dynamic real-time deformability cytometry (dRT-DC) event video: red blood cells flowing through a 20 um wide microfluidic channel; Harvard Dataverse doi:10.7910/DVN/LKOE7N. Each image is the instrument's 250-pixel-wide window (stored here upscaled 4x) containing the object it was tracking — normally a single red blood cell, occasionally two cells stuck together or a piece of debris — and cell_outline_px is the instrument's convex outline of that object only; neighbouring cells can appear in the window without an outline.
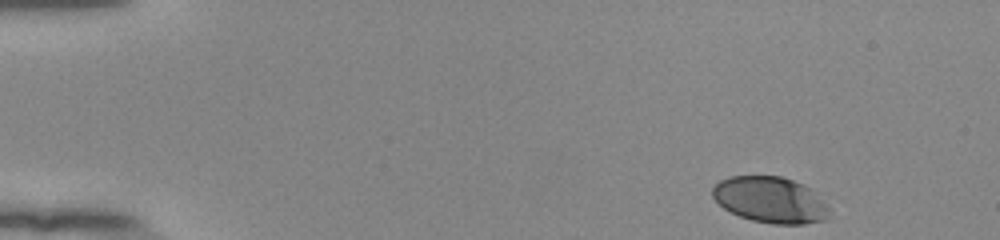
{"species": "human", "species_latin": "Homo sapiens", "temperature_condition": "room temperature", "stored_images_in_passage": 49, "camera_frame_rate_fps": 3000, "um_per_image_px": 0.085, "donor": {"sex": "female"}, "frame": {"image": 1, "passage_image": 1, "time_ms": 0.0, "image_size_px": [1000, 240], "cell_outline_px": [[832, 216], [824, 220], [804, 224], [772, 224], [752, 220], [740, 216], [724, 208], [712, 196], [712, 188], [720, 180], [728, 176], [780, 176], [804, 184], [812, 188], [828, 208]], "centroid_in_image_um": [65.5, 16.99], "position_along_channel_um": 19.5, "area_um2": 31.44}}
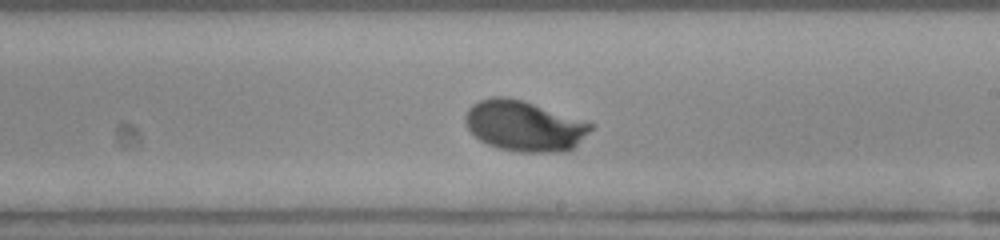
{"frame": {"image": 2, "passage_image": 28, "time_ms": 9.0, "image_size_px": [1000, 240], "cell_outline_px": [[596, 124], [576, 148], [564, 152], [520, 152], [496, 148], [480, 140], [468, 128], [464, 120], [464, 116], [468, 108], [472, 104], [480, 100], [492, 96], [508, 96], [524, 100]], "centroid_in_image_um": [44.59, 10.7], "position_along_channel_um": 244.4, "area_um2": 37.45}}
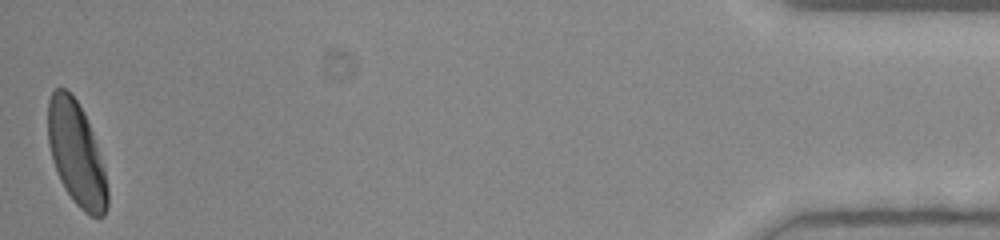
{"frame": {"image": 3, "passage_image": 49, "time_ms": 16.0, "image_size_px": [1000, 240], "cell_outline_px": [[108, 208], [104, 216], [92, 216], [84, 212], [72, 200], [64, 188], [56, 172], [52, 160], [48, 140], [48, 100], [52, 92], [56, 88], [64, 88], [76, 100], [84, 112], [92, 132], [104, 168], [108, 188]], "centroid_in_image_um": [6.49, 13.1], "position_along_channel_um": 428.7, "area_um2": 35.89}, "authors_computed_cell_mechanics": {"area_um2": 34.8534, "velocity_mm_per_s": 3.8437, "shape_relaxation_time_tau1_ms": 3.0372, "shape_relaxation_time_tau2_ms": null, "deformation_change_tau1": 0.1771, "deformation_change_tau2": null}}